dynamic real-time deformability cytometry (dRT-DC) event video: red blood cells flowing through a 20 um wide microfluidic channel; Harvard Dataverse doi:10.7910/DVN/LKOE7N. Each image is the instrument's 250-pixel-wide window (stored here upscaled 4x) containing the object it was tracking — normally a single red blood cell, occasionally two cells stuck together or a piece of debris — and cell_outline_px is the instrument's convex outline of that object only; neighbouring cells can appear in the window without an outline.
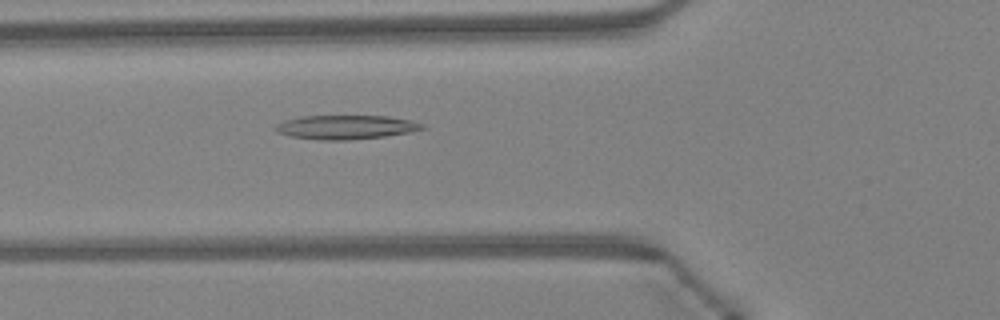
{"species": "Egyptian fruit bat (a non-hibernating species)", "species_latin": "Rousettus aegyptiacus", "temperature_condition": "warm", "stored_images_in_passage": 32, "camera_frame_rate_fps": 3000, "um_per_image_px": 0.085, "animal": {"sex": "female"}, "frame": {"image": 1, "passage_image": 6, "time_ms": 1.667, "image_size_px": [1000, 320], "cell_outline_px": [[428, 128], [412, 132], [384, 136], [348, 140], [320, 140], [288, 136], [276, 132], [272, 128], [276, 124], [284, 120], [300, 116], [388, 116], [412, 120], [424, 124]], "centroid_in_image_um": [29.39, 10.81], "position_along_channel_um": 96.4, "area_um2": 20.87}}
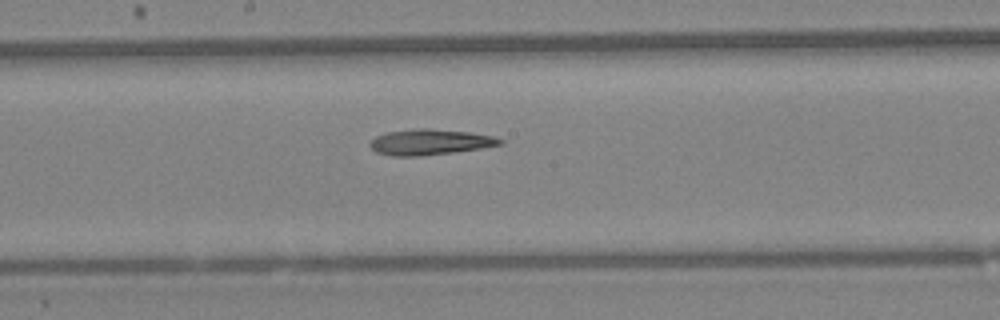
{"frame": {"image": 2, "passage_image": 14, "time_ms": 4.333, "image_size_px": [1000, 320], "cell_outline_px": [[504, 144], [480, 148], [452, 152], [420, 156], [392, 156], [376, 152], [368, 144], [376, 136], [388, 132], [420, 128], [428, 128], [468, 132], [492, 136], [504, 140]], "centroid_in_image_um": [36.54, 12.08], "position_along_channel_um": 211.7, "area_um2": 19.25}}
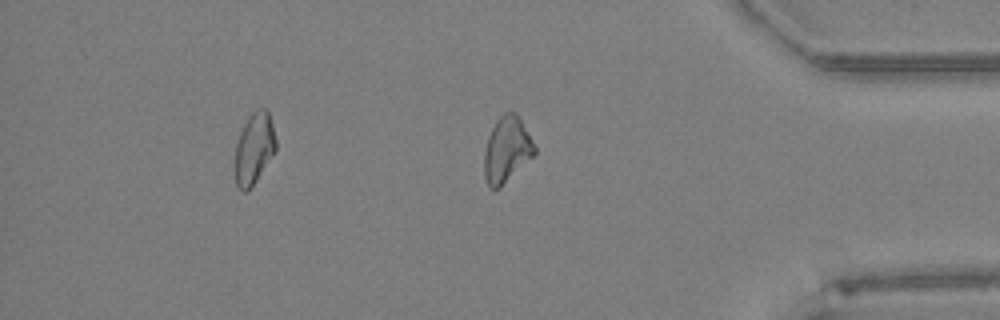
{"frame": {"image": 3, "passage_image": 28, "time_ms": 9.0, "image_size_px": [1000, 320], "cell_outline_px": [[536, 152], [500, 188], [488, 188], [484, 176], [484, 152], [488, 136], [496, 120], [504, 112], [516, 112], [536, 148]], "centroid_in_image_um": [43.04, 12.73], "position_along_channel_um": 392.2, "area_um2": 19.02}}